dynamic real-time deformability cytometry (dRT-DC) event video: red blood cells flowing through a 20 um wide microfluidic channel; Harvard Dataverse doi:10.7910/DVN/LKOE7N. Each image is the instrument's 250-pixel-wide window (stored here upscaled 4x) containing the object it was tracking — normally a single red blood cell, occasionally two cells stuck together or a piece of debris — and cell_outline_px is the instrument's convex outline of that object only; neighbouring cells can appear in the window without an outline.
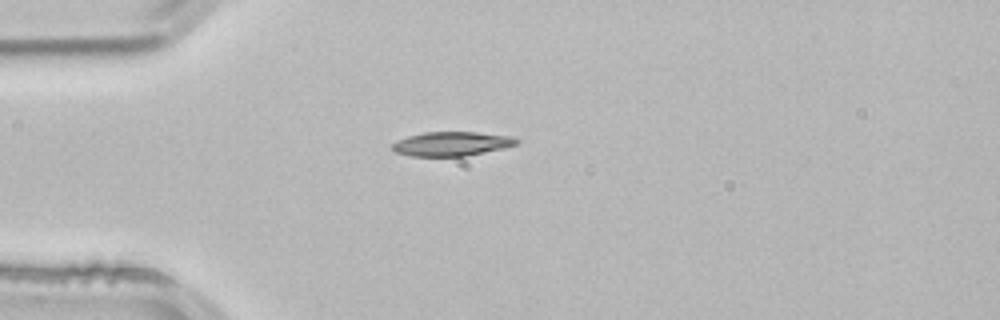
{"species": "common noctule bat (a hibernating species)", "species_latin": "Nyctalus noctula", "temperature_condition": "room temperature", "stored_images_in_passage": 1, "camera_frame_rate_fps": 3000, "um_per_image_px": 0.085, "animal": {"sex": "male", "body_mass_g": 21.5, "forearm_length_mm": 52.0}, "frame": {"image": 1, "passage_image": 1, "time_ms": 0.0, "image_size_px": [1000, 320], "cell_outline_px": [[520, 140], [516, 144], [504, 148], [464, 156], [412, 156], [396, 152], [392, 148], [392, 144], [396, 140], [408, 136], [424, 132], [476, 132], [512, 136]], "centroid_in_image_um": [38.39, 12.22], "position_along_channel_um": 46.6, "area_um2": 17.46}}